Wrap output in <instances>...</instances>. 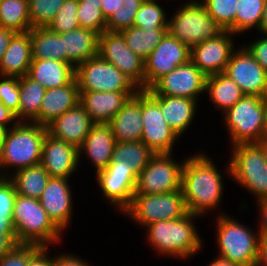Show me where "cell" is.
Wrapping results in <instances>:
<instances>
[{
  "label": "cell",
  "mask_w": 267,
  "mask_h": 266,
  "mask_svg": "<svg viewBox=\"0 0 267 266\" xmlns=\"http://www.w3.org/2000/svg\"><path fill=\"white\" fill-rule=\"evenodd\" d=\"M202 152L185 158L181 189L189 213L205 216L217 208L223 196V177L213 160Z\"/></svg>",
  "instance_id": "cell-1"
},
{
  "label": "cell",
  "mask_w": 267,
  "mask_h": 266,
  "mask_svg": "<svg viewBox=\"0 0 267 266\" xmlns=\"http://www.w3.org/2000/svg\"><path fill=\"white\" fill-rule=\"evenodd\" d=\"M12 125L7 129L1 144L0 177H9L8 170L12 167L15 172L41 164L47 127L33 122H17Z\"/></svg>",
  "instance_id": "cell-2"
},
{
  "label": "cell",
  "mask_w": 267,
  "mask_h": 266,
  "mask_svg": "<svg viewBox=\"0 0 267 266\" xmlns=\"http://www.w3.org/2000/svg\"><path fill=\"white\" fill-rule=\"evenodd\" d=\"M198 215L187 213L179 219L149 224L147 242L159 254L174 258L188 259L201 251L203 240L200 238L194 219Z\"/></svg>",
  "instance_id": "cell-3"
},
{
  "label": "cell",
  "mask_w": 267,
  "mask_h": 266,
  "mask_svg": "<svg viewBox=\"0 0 267 266\" xmlns=\"http://www.w3.org/2000/svg\"><path fill=\"white\" fill-rule=\"evenodd\" d=\"M18 244H58L62 232L42 208L39 199L16 195L12 219Z\"/></svg>",
  "instance_id": "cell-4"
},
{
  "label": "cell",
  "mask_w": 267,
  "mask_h": 266,
  "mask_svg": "<svg viewBox=\"0 0 267 266\" xmlns=\"http://www.w3.org/2000/svg\"><path fill=\"white\" fill-rule=\"evenodd\" d=\"M219 257L239 266H257L260 233L225 213L216 218ZM258 233H257V232Z\"/></svg>",
  "instance_id": "cell-5"
},
{
  "label": "cell",
  "mask_w": 267,
  "mask_h": 266,
  "mask_svg": "<svg viewBox=\"0 0 267 266\" xmlns=\"http://www.w3.org/2000/svg\"><path fill=\"white\" fill-rule=\"evenodd\" d=\"M267 99L244 95L223 113L232 146L257 143L263 138Z\"/></svg>",
  "instance_id": "cell-6"
},
{
  "label": "cell",
  "mask_w": 267,
  "mask_h": 266,
  "mask_svg": "<svg viewBox=\"0 0 267 266\" xmlns=\"http://www.w3.org/2000/svg\"><path fill=\"white\" fill-rule=\"evenodd\" d=\"M232 157L227 165L228 176L256 197L267 198V162L256 143L231 147Z\"/></svg>",
  "instance_id": "cell-7"
},
{
  "label": "cell",
  "mask_w": 267,
  "mask_h": 266,
  "mask_svg": "<svg viewBox=\"0 0 267 266\" xmlns=\"http://www.w3.org/2000/svg\"><path fill=\"white\" fill-rule=\"evenodd\" d=\"M168 22V33L189 48L216 38L224 30L207 13L198 0H188Z\"/></svg>",
  "instance_id": "cell-8"
},
{
  "label": "cell",
  "mask_w": 267,
  "mask_h": 266,
  "mask_svg": "<svg viewBox=\"0 0 267 266\" xmlns=\"http://www.w3.org/2000/svg\"><path fill=\"white\" fill-rule=\"evenodd\" d=\"M187 213L182 189L165 194H134L131 205L123 212L142 227L179 219Z\"/></svg>",
  "instance_id": "cell-9"
},
{
  "label": "cell",
  "mask_w": 267,
  "mask_h": 266,
  "mask_svg": "<svg viewBox=\"0 0 267 266\" xmlns=\"http://www.w3.org/2000/svg\"><path fill=\"white\" fill-rule=\"evenodd\" d=\"M75 78L80 91L138 92L140 89L116 66L99 55L76 67Z\"/></svg>",
  "instance_id": "cell-10"
},
{
  "label": "cell",
  "mask_w": 267,
  "mask_h": 266,
  "mask_svg": "<svg viewBox=\"0 0 267 266\" xmlns=\"http://www.w3.org/2000/svg\"><path fill=\"white\" fill-rule=\"evenodd\" d=\"M173 153L154 154L137 176L134 194H165L181 190L184 161L178 163Z\"/></svg>",
  "instance_id": "cell-11"
},
{
  "label": "cell",
  "mask_w": 267,
  "mask_h": 266,
  "mask_svg": "<svg viewBox=\"0 0 267 266\" xmlns=\"http://www.w3.org/2000/svg\"><path fill=\"white\" fill-rule=\"evenodd\" d=\"M98 55L116 66L140 90H144V59L127 46L121 32L105 30L100 34Z\"/></svg>",
  "instance_id": "cell-12"
},
{
  "label": "cell",
  "mask_w": 267,
  "mask_h": 266,
  "mask_svg": "<svg viewBox=\"0 0 267 266\" xmlns=\"http://www.w3.org/2000/svg\"><path fill=\"white\" fill-rule=\"evenodd\" d=\"M141 115V141L155 154L173 153L180 137L165 121L160 105L145 90H141Z\"/></svg>",
  "instance_id": "cell-13"
},
{
  "label": "cell",
  "mask_w": 267,
  "mask_h": 266,
  "mask_svg": "<svg viewBox=\"0 0 267 266\" xmlns=\"http://www.w3.org/2000/svg\"><path fill=\"white\" fill-rule=\"evenodd\" d=\"M207 76L190 60L160 78L150 89L149 95H163L198 100L205 92Z\"/></svg>",
  "instance_id": "cell-14"
},
{
  "label": "cell",
  "mask_w": 267,
  "mask_h": 266,
  "mask_svg": "<svg viewBox=\"0 0 267 266\" xmlns=\"http://www.w3.org/2000/svg\"><path fill=\"white\" fill-rule=\"evenodd\" d=\"M189 60L190 48L167 33L144 60V90L150 89L164 75Z\"/></svg>",
  "instance_id": "cell-15"
},
{
  "label": "cell",
  "mask_w": 267,
  "mask_h": 266,
  "mask_svg": "<svg viewBox=\"0 0 267 266\" xmlns=\"http://www.w3.org/2000/svg\"><path fill=\"white\" fill-rule=\"evenodd\" d=\"M223 73L233 79L245 95L267 97V71L244 45L233 51Z\"/></svg>",
  "instance_id": "cell-16"
},
{
  "label": "cell",
  "mask_w": 267,
  "mask_h": 266,
  "mask_svg": "<svg viewBox=\"0 0 267 266\" xmlns=\"http://www.w3.org/2000/svg\"><path fill=\"white\" fill-rule=\"evenodd\" d=\"M137 176L123 161L110 162L106 169L96 173L103 197L122 213L131 205Z\"/></svg>",
  "instance_id": "cell-17"
},
{
  "label": "cell",
  "mask_w": 267,
  "mask_h": 266,
  "mask_svg": "<svg viewBox=\"0 0 267 266\" xmlns=\"http://www.w3.org/2000/svg\"><path fill=\"white\" fill-rule=\"evenodd\" d=\"M233 35L223 31L216 38L205 40L190 48V61L206 76L223 73L235 50Z\"/></svg>",
  "instance_id": "cell-18"
},
{
  "label": "cell",
  "mask_w": 267,
  "mask_h": 266,
  "mask_svg": "<svg viewBox=\"0 0 267 266\" xmlns=\"http://www.w3.org/2000/svg\"><path fill=\"white\" fill-rule=\"evenodd\" d=\"M68 178L50 177L39 202L53 223L63 232L73 215L72 190Z\"/></svg>",
  "instance_id": "cell-19"
},
{
  "label": "cell",
  "mask_w": 267,
  "mask_h": 266,
  "mask_svg": "<svg viewBox=\"0 0 267 266\" xmlns=\"http://www.w3.org/2000/svg\"><path fill=\"white\" fill-rule=\"evenodd\" d=\"M79 164L78 149L46 132L42 146L41 165L56 178H70Z\"/></svg>",
  "instance_id": "cell-20"
},
{
  "label": "cell",
  "mask_w": 267,
  "mask_h": 266,
  "mask_svg": "<svg viewBox=\"0 0 267 266\" xmlns=\"http://www.w3.org/2000/svg\"><path fill=\"white\" fill-rule=\"evenodd\" d=\"M94 122L79 103L61 116L56 117L47 127V132L79 149Z\"/></svg>",
  "instance_id": "cell-21"
},
{
  "label": "cell",
  "mask_w": 267,
  "mask_h": 266,
  "mask_svg": "<svg viewBox=\"0 0 267 266\" xmlns=\"http://www.w3.org/2000/svg\"><path fill=\"white\" fill-rule=\"evenodd\" d=\"M116 140L108 123H94L82 146L78 149L79 161L86 154L96 173L106 169L111 162Z\"/></svg>",
  "instance_id": "cell-22"
},
{
  "label": "cell",
  "mask_w": 267,
  "mask_h": 266,
  "mask_svg": "<svg viewBox=\"0 0 267 266\" xmlns=\"http://www.w3.org/2000/svg\"><path fill=\"white\" fill-rule=\"evenodd\" d=\"M80 103V90L76 78L67 85L46 89L40 105L39 115L32 121L47 126L56 117Z\"/></svg>",
  "instance_id": "cell-23"
},
{
  "label": "cell",
  "mask_w": 267,
  "mask_h": 266,
  "mask_svg": "<svg viewBox=\"0 0 267 266\" xmlns=\"http://www.w3.org/2000/svg\"><path fill=\"white\" fill-rule=\"evenodd\" d=\"M136 93L80 91V104L94 123H108Z\"/></svg>",
  "instance_id": "cell-24"
},
{
  "label": "cell",
  "mask_w": 267,
  "mask_h": 266,
  "mask_svg": "<svg viewBox=\"0 0 267 266\" xmlns=\"http://www.w3.org/2000/svg\"><path fill=\"white\" fill-rule=\"evenodd\" d=\"M108 124L116 142L141 141L143 129L141 90L129 98Z\"/></svg>",
  "instance_id": "cell-25"
},
{
  "label": "cell",
  "mask_w": 267,
  "mask_h": 266,
  "mask_svg": "<svg viewBox=\"0 0 267 266\" xmlns=\"http://www.w3.org/2000/svg\"><path fill=\"white\" fill-rule=\"evenodd\" d=\"M59 35L63 40L66 63L75 68L91 57L98 55L99 33L79 27L65 33H59Z\"/></svg>",
  "instance_id": "cell-26"
},
{
  "label": "cell",
  "mask_w": 267,
  "mask_h": 266,
  "mask_svg": "<svg viewBox=\"0 0 267 266\" xmlns=\"http://www.w3.org/2000/svg\"><path fill=\"white\" fill-rule=\"evenodd\" d=\"M30 31L16 33L0 61V76L23 77L32 62Z\"/></svg>",
  "instance_id": "cell-27"
},
{
  "label": "cell",
  "mask_w": 267,
  "mask_h": 266,
  "mask_svg": "<svg viewBox=\"0 0 267 266\" xmlns=\"http://www.w3.org/2000/svg\"><path fill=\"white\" fill-rule=\"evenodd\" d=\"M150 96L160 105L167 124L181 137L194 120L199 100L163 95Z\"/></svg>",
  "instance_id": "cell-28"
},
{
  "label": "cell",
  "mask_w": 267,
  "mask_h": 266,
  "mask_svg": "<svg viewBox=\"0 0 267 266\" xmlns=\"http://www.w3.org/2000/svg\"><path fill=\"white\" fill-rule=\"evenodd\" d=\"M76 68L54 59H32L28 76L46 89L70 84L75 79Z\"/></svg>",
  "instance_id": "cell-29"
},
{
  "label": "cell",
  "mask_w": 267,
  "mask_h": 266,
  "mask_svg": "<svg viewBox=\"0 0 267 266\" xmlns=\"http://www.w3.org/2000/svg\"><path fill=\"white\" fill-rule=\"evenodd\" d=\"M145 0H102L101 12L106 30L121 32L134 26V18Z\"/></svg>",
  "instance_id": "cell-30"
},
{
  "label": "cell",
  "mask_w": 267,
  "mask_h": 266,
  "mask_svg": "<svg viewBox=\"0 0 267 266\" xmlns=\"http://www.w3.org/2000/svg\"><path fill=\"white\" fill-rule=\"evenodd\" d=\"M205 92L209 94L215 108L224 112L245 95L235 81L224 73L207 76Z\"/></svg>",
  "instance_id": "cell-31"
},
{
  "label": "cell",
  "mask_w": 267,
  "mask_h": 266,
  "mask_svg": "<svg viewBox=\"0 0 267 266\" xmlns=\"http://www.w3.org/2000/svg\"><path fill=\"white\" fill-rule=\"evenodd\" d=\"M30 39L33 59H54L66 62L63 40L59 33L51 31L48 27L32 28Z\"/></svg>",
  "instance_id": "cell-32"
},
{
  "label": "cell",
  "mask_w": 267,
  "mask_h": 266,
  "mask_svg": "<svg viewBox=\"0 0 267 266\" xmlns=\"http://www.w3.org/2000/svg\"><path fill=\"white\" fill-rule=\"evenodd\" d=\"M8 178L13 182L17 194L39 199L50 179V175L41 164H38L15 172L12 171Z\"/></svg>",
  "instance_id": "cell-33"
},
{
  "label": "cell",
  "mask_w": 267,
  "mask_h": 266,
  "mask_svg": "<svg viewBox=\"0 0 267 266\" xmlns=\"http://www.w3.org/2000/svg\"><path fill=\"white\" fill-rule=\"evenodd\" d=\"M19 112L15 116L18 122H32L38 115L46 88L28 75L19 78Z\"/></svg>",
  "instance_id": "cell-34"
},
{
  "label": "cell",
  "mask_w": 267,
  "mask_h": 266,
  "mask_svg": "<svg viewBox=\"0 0 267 266\" xmlns=\"http://www.w3.org/2000/svg\"><path fill=\"white\" fill-rule=\"evenodd\" d=\"M154 154L142 141L116 142L111 162L123 161L139 175Z\"/></svg>",
  "instance_id": "cell-35"
},
{
  "label": "cell",
  "mask_w": 267,
  "mask_h": 266,
  "mask_svg": "<svg viewBox=\"0 0 267 266\" xmlns=\"http://www.w3.org/2000/svg\"><path fill=\"white\" fill-rule=\"evenodd\" d=\"M0 27L11 29L16 33L29 32L32 27L28 0H1Z\"/></svg>",
  "instance_id": "cell-36"
},
{
  "label": "cell",
  "mask_w": 267,
  "mask_h": 266,
  "mask_svg": "<svg viewBox=\"0 0 267 266\" xmlns=\"http://www.w3.org/2000/svg\"><path fill=\"white\" fill-rule=\"evenodd\" d=\"M127 46L144 60L161 43L168 31L144 30L137 26L121 31Z\"/></svg>",
  "instance_id": "cell-37"
},
{
  "label": "cell",
  "mask_w": 267,
  "mask_h": 266,
  "mask_svg": "<svg viewBox=\"0 0 267 266\" xmlns=\"http://www.w3.org/2000/svg\"><path fill=\"white\" fill-rule=\"evenodd\" d=\"M266 0H238L235 15V34L252 28L260 30Z\"/></svg>",
  "instance_id": "cell-38"
},
{
  "label": "cell",
  "mask_w": 267,
  "mask_h": 266,
  "mask_svg": "<svg viewBox=\"0 0 267 266\" xmlns=\"http://www.w3.org/2000/svg\"><path fill=\"white\" fill-rule=\"evenodd\" d=\"M164 8L157 0H145L134 18V26L144 30L168 31V22Z\"/></svg>",
  "instance_id": "cell-39"
},
{
  "label": "cell",
  "mask_w": 267,
  "mask_h": 266,
  "mask_svg": "<svg viewBox=\"0 0 267 266\" xmlns=\"http://www.w3.org/2000/svg\"><path fill=\"white\" fill-rule=\"evenodd\" d=\"M16 189L8 177H0V231L6 235H16L12 222Z\"/></svg>",
  "instance_id": "cell-40"
},
{
  "label": "cell",
  "mask_w": 267,
  "mask_h": 266,
  "mask_svg": "<svg viewBox=\"0 0 267 266\" xmlns=\"http://www.w3.org/2000/svg\"><path fill=\"white\" fill-rule=\"evenodd\" d=\"M238 0H203L207 13L224 30L235 34V15Z\"/></svg>",
  "instance_id": "cell-41"
},
{
  "label": "cell",
  "mask_w": 267,
  "mask_h": 266,
  "mask_svg": "<svg viewBox=\"0 0 267 266\" xmlns=\"http://www.w3.org/2000/svg\"><path fill=\"white\" fill-rule=\"evenodd\" d=\"M65 0H28L31 27H48Z\"/></svg>",
  "instance_id": "cell-42"
},
{
  "label": "cell",
  "mask_w": 267,
  "mask_h": 266,
  "mask_svg": "<svg viewBox=\"0 0 267 266\" xmlns=\"http://www.w3.org/2000/svg\"><path fill=\"white\" fill-rule=\"evenodd\" d=\"M77 16L81 28L91 29L99 34L106 30V20L101 12V4L78 1Z\"/></svg>",
  "instance_id": "cell-43"
},
{
  "label": "cell",
  "mask_w": 267,
  "mask_h": 266,
  "mask_svg": "<svg viewBox=\"0 0 267 266\" xmlns=\"http://www.w3.org/2000/svg\"><path fill=\"white\" fill-rule=\"evenodd\" d=\"M77 10L78 0H65L48 28L56 33H65L79 28Z\"/></svg>",
  "instance_id": "cell-44"
},
{
  "label": "cell",
  "mask_w": 267,
  "mask_h": 266,
  "mask_svg": "<svg viewBox=\"0 0 267 266\" xmlns=\"http://www.w3.org/2000/svg\"><path fill=\"white\" fill-rule=\"evenodd\" d=\"M0 100L16 116L19 112V77L1 76Z\"/></svg>",
  "instance_id": "cell-45"
},
{
  "label": "cell",
  "mask_w": 267,
  "mask_h": 266,
  "mask_svg": "<svg viewBox=\"0 0 267 266\" xmlns=\"http://www.w3.org/2000/svg\"><path fill=\"white\" fill-rule=\"evenodd\" d=\"M38 247L34 244H17L10 252L0 257V266H27L29 256Z\"/></svg>",
  "instance_id": "cell-46"
},
{
  "label": "cell",
  "mask_w": 267,
  "mask_h": 266,
  "mask_svg": "<svg viewBox=\"0 0 267 266\" xmlns=\"http://www.w3.org/2000/svg\"><path fill=\"white\" fill-rule=\"evenodd\" d=\"M262 35V38L254 40L245 47L252 54L254 59L267 71V35Z\"/></svg>",
  "instance_id": "cell-47"
},
{
  "label": "cell",
  "mask_w": 267,
  "mask_h": 266,
  "mask_svg": "<svg viewBox=\"0 0 267 266\" xmlns=\"http://www.w3.org/2000/svg\"><path fill=\"white\" fill-rule=\"evenodd\" d=\"M48 246H39L27 261V266H52V258L49 256Z\"/></svg>",
  "instance_id": "cell-48"
},
{
  "label": "cell",
  "mask_w": 267,
  "mask_h": 266,
  "mask_svg": "<svg viewBox=\"0 0 267 266\" xmlns=\"http://www.w3.org/2000/svg\"><path fill=\"white\" fill-rule=\"evenodd\" d=\"M56 256H52V266H89L88 262L83 261V259L74 254L62 253Z\"/></svg>",
  "instance_id": "cell-49"
},
{
  "label": "cell",
  "mask_w": 267,
  "mask_h": 266,
  "mask_svg": "<svg viewBox=\"0 0 267 266\" xmlns=\"http://www.w3.org/2000/svg\"><path fill=\"white\" fill-rule=\"evenodd\" d=\"M17 244L16 235H6L0 231V257L10 252Z\"/></svg>",
  "instance_id": "cell-50"
},
{
  "label": "cell",
  "mask_w": 267,
  "mask_h": 266,
  "mask_svg": "<svg viewBox=\"0 0 267 266\" xmlns=\"http://www.w3.org/2000/svg\"><path fill=\"white\" fill-rule=\"evenodd\" d=\"M257 208L259 209V220L261 221L259 224L258 232L260 235H267V198L258 200Z\"/></svg>",
  "instance_id": "cell-51"
},
{
  "label": "cell",
  "mask_w": 267,
  "mask_h": 266,
  "mask_svg": "<svg viewBox=\"0 0 267 266\" xmlns=\"http://www.w3.org/2000/svg\"><path fill=\"white\" fill-rule=\"evenodd\" d=\"M16 34L11 29L0 27V61L9 46L11 38Z\"/></svg>",
  "instance_id": "cell-52"
},
{
  "label": "cell",
  "mask_w": 267,
  "mask_h": 266,
  "mask_svg": "<svg viewBox=\"0 0 267 266\" xmlns=\"http://www.w3.org/2000/svg\"><path fill=\"white\" fill-rule=\"evenodd\" d=\"M11 122L16 124L18 121L15 115L0 100V125L10 129L11 127L8 124H11Z\"/></svg>",
  "instance_id": "cell-53"
},
{
  "label": "cell",
  "mask_w": 267,
  "mask_h": 266,
  "mask_svg": "<svg viewBox=\"0 0 267 266\" xmlns=\"http://www.w3.org/2000/svg\"><path fill=\"white\" fill-rule=\"evenodd\" d=\"M257 266H267V235H260Z\"/></svg>",
  "instance_id": "cell-54"
},
{
  "label": "cell",
  "mask_w": 267,
  "mask_h": 266,
  "mask_svg": "<svg viewBox=\"0 0 267 266\" xmlns=\"http://www.w3.org/2000/svg\"><path fill=\"white\" fill-rule=\"evenodd\" d=\"M208 266H239V265L218 256Z\"/></svg>",
  "instance_id": "cell-55"
},
{
  "label": "cell",
  "mask_w": 267,
  "mask_h": 266,
  "mask_svg": "<svg viewBox=\"0 0 267 266\" xmlns=\"http://www.w3.org/2000/svg\"><path fill=\"white\" fill-rule=\"evenodd\" d=\"M260 34H265L267 35V0L265 3V7L263 10V16H262V21H261V27L260 30L258 31Z\"/></svg>",
  "instance_id": "cell-56"
},
{
  "label": "cell",
  "mask_w": 267,
  "mask_h": 266,
  "mask_svg": "<svg viewBox=\"0 0 267 266\" xmlns=\"http://www.w3.org/2000/svg\"><path fill=\"white\" fill-rule=\"evenodd\" d=\"M256 144H257V145L260 147V149L262 150L263 155H264V158H265V160H266V162H267V140L262 138V139L259 140Z\"/></svg>",
  "instance_id": "cell-57"
},
{
  "label": "cell",
  "mask_w": 267,
  "mask_h": 266,
  "mask_svg": "<svg viewBox=\"0 0 267 266\" xmlns=\"http://www.w3.org/2000/svg\"><path fill=\"white\" fill-rule=\"evenodd\" d=\"M6 132H7V128L0 125V145L2 144V142L5 138Z\"/></svg>",
  "instance_id": "cell-58"
},
{
  "label": "cell",
  "mask_w": 267,
  "mask_h": 266,
  "mask_svg": "<svg viewBox=\"0 0 267 266\" xmlns=\"http://www.w3.org/2000/svg\"><path fill=\"white\" fill-rule=\"evenodd\" d=\"M263 139L267 140V109L265 112V127H264V131H263Z\"/></svg>",
  "instance_id": "cell-59"
},
{
  "label": "cell",
  "mask_w": 267,
  "mask_h": 266,
  "mask_svg": "<svg viewBox=\"0 0 267 266\" xmlns=\"http://www.w3.org/2000/svg\"><path fill=\"white\" fill-rule=\"evenodd\" d=\"M78 1H85L92 4H101L102 0H78Z\"/></svg>",
  "instance_id": "cell-60"
}]
</instances>
